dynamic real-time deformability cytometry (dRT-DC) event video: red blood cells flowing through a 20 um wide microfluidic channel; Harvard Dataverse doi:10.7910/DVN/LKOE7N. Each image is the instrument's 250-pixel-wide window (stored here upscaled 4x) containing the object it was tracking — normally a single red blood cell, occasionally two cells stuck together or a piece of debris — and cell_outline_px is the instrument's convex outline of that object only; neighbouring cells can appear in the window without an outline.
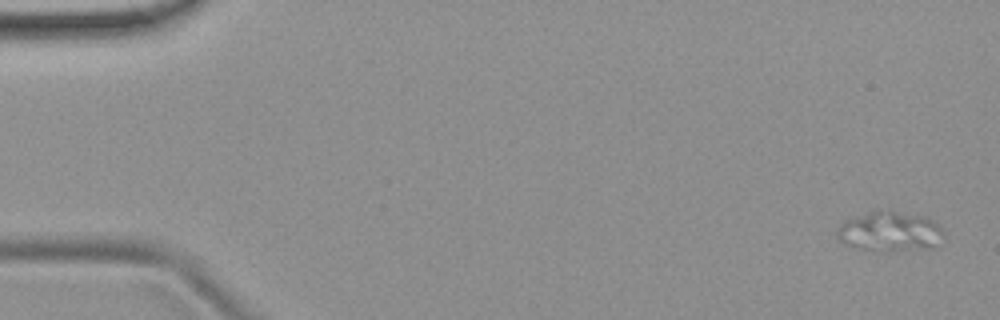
{"species": "common noctule bat (a hibernating species)", "species_latin": "Nyctalus noctula", "temperature_condition": "room temperature", "stored_images_in_passage": 5, "camera_frame_rate_fps": 3000, "um_per_image_px": 0.085, "animal": {"sex": "female", "body_mass_g": 19.9}, "frame": {"image": 1, "passage_image": 1, "time_ms": 0.0, "image_size_px": [1000, 320], "cell_outline_px": [[944, 236], [932, 248], [888, 252], [880, 252], [860, 248], [844, 244], [836, 236], [836, 232], [848, 220], [876, 208], [924, 216], [932, 220], [944, 232]], "centroid_in_image_um": [75.65, 19.69], "position_along_channel_um": 9.3, "area_um2": 24.85}}